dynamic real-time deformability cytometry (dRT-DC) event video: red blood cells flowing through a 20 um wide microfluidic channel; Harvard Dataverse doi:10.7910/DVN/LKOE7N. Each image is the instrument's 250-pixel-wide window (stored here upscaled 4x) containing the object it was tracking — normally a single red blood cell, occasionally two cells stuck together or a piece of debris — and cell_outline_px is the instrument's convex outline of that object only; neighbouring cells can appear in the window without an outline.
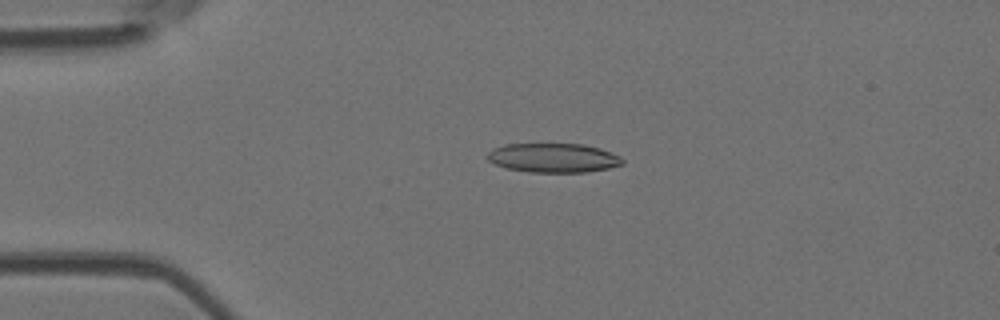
{"species": "Egyptian fruit bat (a non-hibernating species)", "species_latin": "Rousettus aegyptiacus", "temperature_condition": "room temperature", "stored_images_in_passage": 5, "camera_frame_rate_fps": 3000, "um_per_image_px": 0.085, "animal": {"sex": "female"}, "frame": {"image": 1, "passage_image": 4, "time_ms": 3.333, "image_size_px": [1000, 320], "cell_outline_px": [[624, 164], [608, 168], [588, 172], [528, 172], [508, 168], [496, 164], [488, 160], [488, 152], [492, 148], [504, 144], [584, 144], [600, 148], [612, 152], [620, 156], [624, 160]], "centroid_in_image_um": [47.07, 13.41], "position_along_channel_um": 37.9, "area_um2": 23.06}}